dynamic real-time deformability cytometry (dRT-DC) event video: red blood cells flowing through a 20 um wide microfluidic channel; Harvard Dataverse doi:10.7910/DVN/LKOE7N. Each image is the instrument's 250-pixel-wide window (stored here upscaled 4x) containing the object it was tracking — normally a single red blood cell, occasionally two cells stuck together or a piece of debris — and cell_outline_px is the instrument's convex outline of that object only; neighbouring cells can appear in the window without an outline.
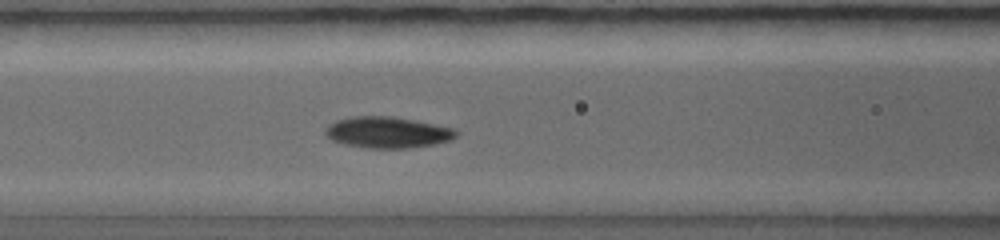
{"species": "common noctule bat (a hibernating species)", "species_latin": "Nyctalus noctula", "temperature_condition": "warm", "stored_images_in_passage": 6, "camera_frame_rate_fps": 5000, "um_per_image_px": 0.085, "animal": {"sex": "female", "body_mass_g": 19.0, "forearm_length_mm": 56.7}, "frame": {"image": 1, "passage_image": 3, "time_ms": 1.2, "image_size_px": [1000, 240], "cell_outline_px": [[460, 132], [452, 140], [432, 144], [408, 148], [368, 148], [344, 144], [332, 140], [324, 132], [324, 128], [328, 124], [336, 120], [352, 116], [392, 116], [456, 128]], "centroid_in_image_um": [32.94, 11.24], "position_along_channel_um": 133.7, "area_um2": 23.93}}
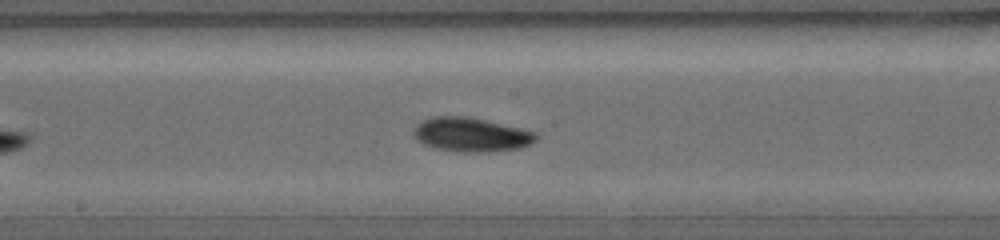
{"frame": {"image": 2, "passage_image": 6, "time_ms": 2.4, "image_size_px": [1000, 240], "cell_outline_px": [[540, 136], [532, 144], [520, 148], [488, 152], [464, 152], [432, 148], [416, 140], [412, 132], [416, 124], [432, 116], [468, 116], [520, 128], [536, 132]], "centroid_in_image_um": [40.04, 11.45], "position_along_channel_um": 208.2, "area_um2": 24.57}}